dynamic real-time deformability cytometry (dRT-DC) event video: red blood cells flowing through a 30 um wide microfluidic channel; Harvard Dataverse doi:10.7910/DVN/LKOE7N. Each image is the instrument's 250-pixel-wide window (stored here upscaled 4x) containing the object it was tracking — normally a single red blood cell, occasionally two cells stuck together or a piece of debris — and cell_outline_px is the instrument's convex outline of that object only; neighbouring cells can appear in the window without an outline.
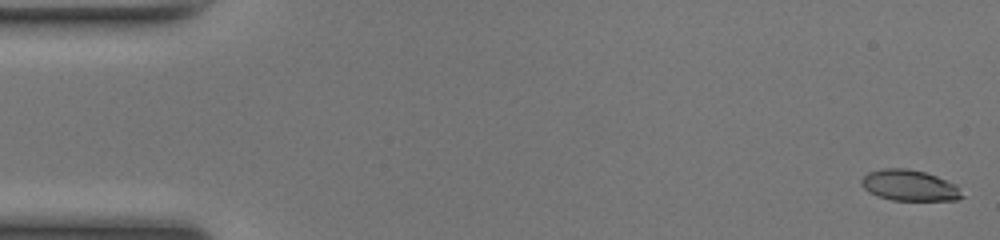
{"species": "common noctule bat (a hibernating species)", "species_latin": "Nyctalus noctula", "temperature_condition": "room temperature", "stored_images_in_passage": 49, "camera_frame_rate_fps": 3000, "um_per_image_px": 0.085, "animal": {"sex": "female", "body_mass_g": 17.0, "forearm_length_mm": 48.0}, "frame": {"image": 1, "passage_image": 1, "time_ms": 0.0, "image_size_px": [1000, 240], "cell_outline_px": [[964, 196], [956, 200], [892, 200], [876, 196], [868, 192], [860, 184], [860, 180], [868, 172], [884, 168], [908, 168], [924, 172], [936, 176], [956, 184]], "centroid_in_image_um": [77.27, 15.76], "position_along_channel_um": 7.7, "area_um2": 18.21}}
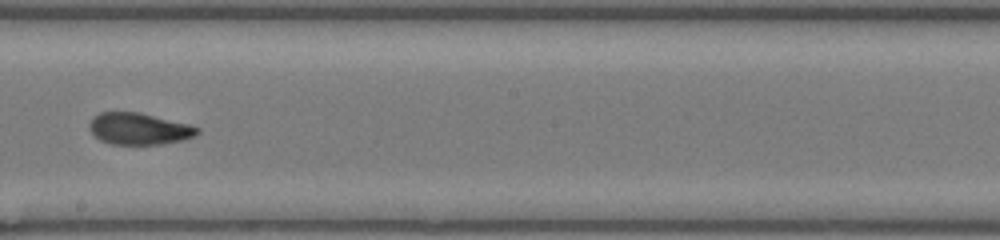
{"frame": {"image": 2, "passage_image": 28, "time_ms": 9.0, "image_size_px": [1000, 240], "cell_outline_px": [[200, 132], [196, 136], [184, 140], [160, 144], [112, 144], [100, 140], [88, 128], [88, 124], [92, 116], [100, 112], [140, 112], [188, 124], [200, 128]], "centroid_in_image_um": [11.81, 10.94], "position_along_channel_um": 236.4, "area_um2": 20.06}}
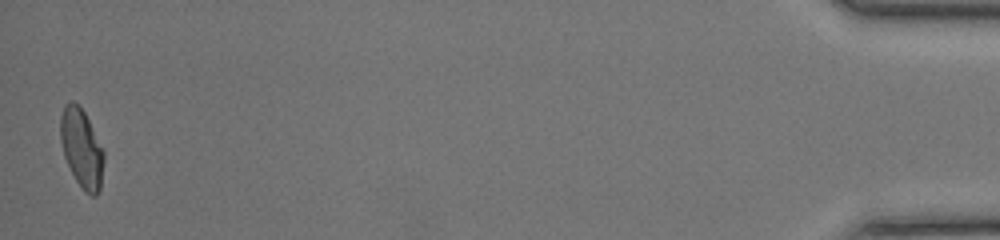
{"frame": {"image": 3, "passage_image": 49, "time_ms": 16.0, "image_size_px": [1000, 240], "cell_outline_px": [[104, 160], [100, 188], [96, 196], [92, 196], [84, 192], [76, 180], [64, 156], [60, 140], [60, 116], [64, 104], [68, 100], [72, 100], [84, 112], [104, 148]], "centroid_in_image_um": [6.94, 12.59], "position_along_channel_um": 428.3, "area_um2": 20.06}, "authors_computed_cell_mechanics": {"area_um2": 19.9988, "velocity_mm_per_s": 4.1958, "shape_relaxation_time_tau1_ms": 3.9853, "shape_relaxation_time_tau2_ms": 1.3953, "deformation_change_tau1": 0.19, "deformation_change_tau2": 0.0778}}